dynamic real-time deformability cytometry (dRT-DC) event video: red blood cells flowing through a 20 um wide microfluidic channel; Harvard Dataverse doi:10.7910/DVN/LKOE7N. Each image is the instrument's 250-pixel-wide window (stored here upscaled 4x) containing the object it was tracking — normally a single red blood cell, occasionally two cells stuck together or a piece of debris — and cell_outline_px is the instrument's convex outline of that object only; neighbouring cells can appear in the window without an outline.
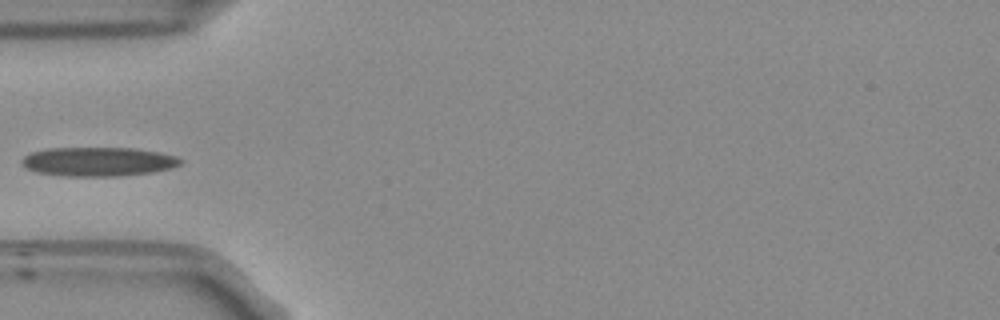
{"species": "Egyptian fruit bat (a non-hibernating species)", "species_latin": "Rousettus aegyptiacus", "temperature_condition": "room temperature", "stored_images_in_passage": 38, "camera_frame_rate_fps": 3000, "um_per_image_px": 0.085, "frame": {"image": 1, "passage_image": 1, "time_ms": 0.0, "image_size_px": [1000, 320], "cell_outline_px": [[184, 160], [180, 164], [172, 168], [152, 172], [120, 176], [64, 176], [36, 172], [24, 168], [20, 164], [20, 160], [24, 156], [32, 152], [48, 148], [132, 148], [160, 152], [176, 156]], "centroid_in_image_um": [8.33, 13.74], "position_along_channel_um": 76.7, "area_um2": 27.11}}
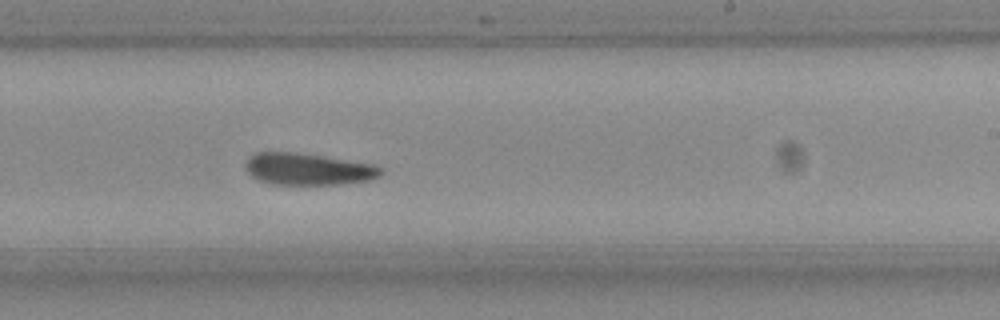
{"frame": {"image": 2, "passage_image": 16, "time_ms": 5.0, "image_size_px": [1000, 320], "cell_outline_px": [[384, 172], [380, 176], [368, 180], [340, 184], [268, 184], [252, 176], [248, 172], [244, 164], [248, 156], [256, 152], [296, 152], [372, 164], [384, 168]], "centroid_in_image_um": [26.16, 14.37], "position_along_channel_um": 262.8, "area_um2": 25.09}}
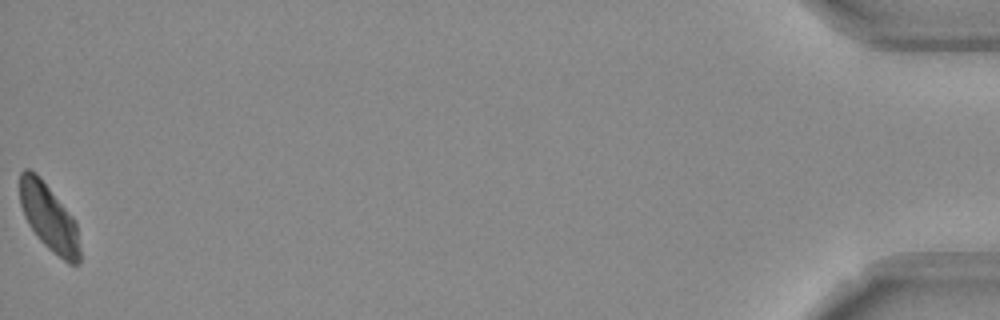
{"frame": {"image": 3, "passage_image": 38, "time_ms": 12.333, "image_size_px": [1000, 320], "cell_outline_px": [[80, 264], [68, 264], [48, 248], [40, 240], [28, 224], [24, 216], [20, 204], [20, 172], [24, 168], [28, 168], [36, 172], [40, 176], [76, 220], [80, 248]], "centroid_in_image_um": [4.17, 18.48], "position_along_channel_um": 431.0, "area_um2": 23.64}}